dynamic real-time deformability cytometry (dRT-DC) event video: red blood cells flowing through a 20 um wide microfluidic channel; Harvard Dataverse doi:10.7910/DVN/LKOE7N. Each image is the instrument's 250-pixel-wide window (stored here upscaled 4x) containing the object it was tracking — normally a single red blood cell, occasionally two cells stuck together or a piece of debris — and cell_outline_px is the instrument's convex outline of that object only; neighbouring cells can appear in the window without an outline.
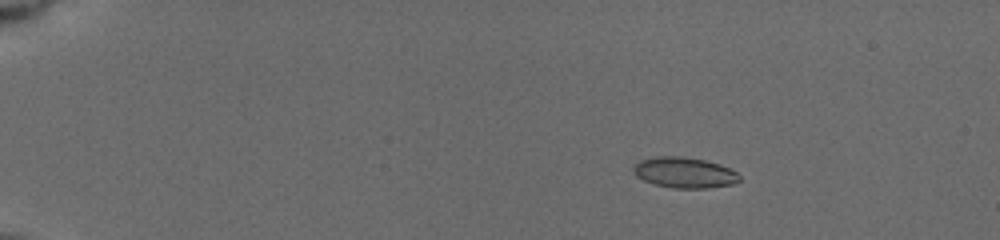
{"species": "common noctule bat (a hibernating species)", "species_latin": "Nyctalus noctula", "temperature_condition": "cold", "stored_images_in_passage": 44, "camera_frame_rate_fps": 3000, "um_per_image_px": 0.085, "animal": {"sex": "female", "body_mass_g": 19.5, "forearm_length_mm": 54.1}, "frame": {"image": 1, "passage_image": 6, "time_ms": 2.667, "image_size_px": [1000, 240], "cell_outline_px": [[740, 180], [732, 184], [704, 188], [672, 188], [656, 184], [644, 180], [636, 176], [632, 168], [640, 160], [660, 156], [676, 156], [704, 160], [720, 164], [736, 172], [740, 176]], "centroid_in_image_um": [58.17, 14.67], "position_along_channel_um": 26.8, "area_um2": 18.67}}
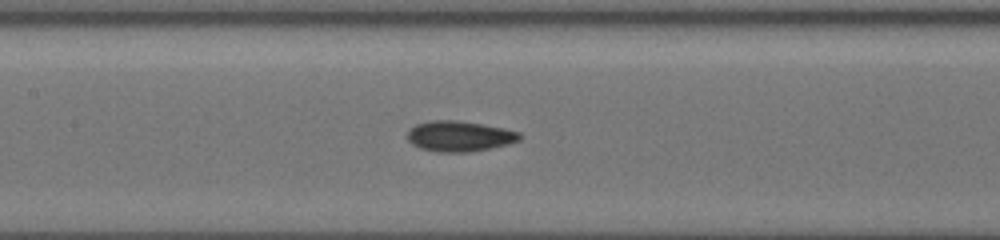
{"frame": {"image": 2, "passage_image": 22, "time_ms": 9.0, "image_size_px": [1000, 240], "cell_outline_px": [[520, 140], [508, 144], [488, 148], [464, 152], [436, 152], [420, 148], [412, 144], [408, 140], [408, 132], [416, 124], [432, 120], [456, 120], [504, 128], [520, 132]], "centroid_in_image_um": [39.04, 11.57], "position_along_channel_um": 168.4, "area_um2": 19.71}}
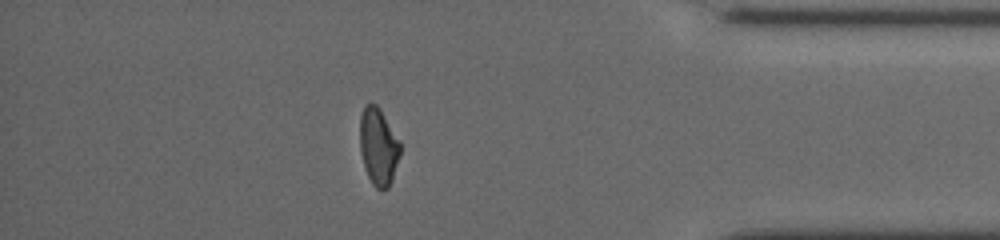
{"frame": {"image": 3, "passage_image": 39, "time_ms": 15.667, "image_size_px": [1000, 240], "cell_outline_px": [[400, 152], [392, 180], [388, 188], [376, 188], [372, 184], [368, 176], [364, 164], [360, 148], [360, 116], [364, 104], [376, 104], [380, 108], [400, 140]], "centroid_in_image_um": [32.16, 12.42], "position_along_channel_um": 403.0, "area_um2": 18.03}, "authors_computed_cell_mechanics": {"area_um2": 18.6694, "velocity_mm_per_s": 3.9097, "shape_relaxation_time_tau1_ms": 7.0015, "shape_relaxation_time_tau2_ms": 2.2934, "deformation_change_tau1": 0.162, "deformation_change_tau2": 0.0673}}